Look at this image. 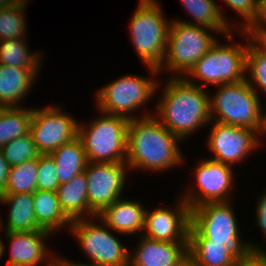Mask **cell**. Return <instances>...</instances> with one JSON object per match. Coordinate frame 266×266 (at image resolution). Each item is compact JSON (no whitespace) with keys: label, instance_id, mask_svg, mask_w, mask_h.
<instances>
[{"label":"cell","instance_id":"1","mask_svg":"<svg viewBox=\"0 0 266 266\" xmlns=\"http://www.w3.org/2000/svg\"><path fill=\"white\" fill-rule=\"evenodd\" d=\"M183 141L152 114L131 119L127 133L126 165L131 171L164 173L184 166ZM170 169V170H169Z\"/></svg>","mask_w":266,"mask_h":266},{"label":"cell","instance_id":"2","mask_svg":"<svg viewBox=\"0 0 266 266\" xmlns=\"http://www.w3.org/2000/svg\"><path fill=\"white\" fill-rule=\"evenodd\" d=\"M166 78L163 83L160 79L157 84L156 91L160 90L162 93L152 114L172 134L186 142L189 137L211 122L210 91L190 84L182 77Z\"/></svg>","mask_w":266,"mask_h":266},{"label":"cell","instance_id":"3","mask_svg":"<svg viewBox=\"0 0 266 266\" xmlns=\"http://www.w3.org/2000/svg\"><path fill=\"white\" fill-rule=\"evenodd\" d=\"M233 206L232 201L207 202L192 208L188 239H210L222 243L240 263L253 251L266 249L243 238Z\"/></svg>","mask_w":266,"mask_h":266},{"label":"cell","instance_id":"4","mask_svg":"<svg viewBox=\"0 0 266 266\" xmlns=\"http://www.w3.org/2000/svg\"><path fill=\"white\" fill-rule=\"evenodd\" d=\"M233 33L234 31L223 36L224 39H227V44H221L222 42L218 39L182 78L186 82L202 88L208 87L209 84L216 87L245 79L246 53L250 39L243 31H237L235 34H242V38H244L242 39L244 42L238 43L234 40L235 34Z\"/></svg>","mask_w":266,"mask_h":266},{"label":"cell","instance_id":"5","mask_svg":"<svg viewBox=\"0 0 266 266\" xmlns=\"http://www.w3.org/2000/svg\"><path fill=\"white\" fill-rule=\"evenodd\" d=\"M216 87L215 93H209L211 121L247 127L264 137L266 111L262 109L260 95L253 90L248 81L243 79Z\"/></svg>","mask_w":266,"mask_h":266},{"label":"cell","instance_id":"6","mask_svg":"<svg viewBox=\"0 0 266 266\" xmlns=\"http://www.w3.org/2000/svg\"><path fill=\"white\" fill-rule=\"evenodd\" d=\"M147 69L150 77L127 73L99 88L94 94L96 108L104 113L129 120L152 115V111H147L146 107L158 94L156 89L159 82L158 76L161 74L154 68L147 67ZM143 108L146 111H142ZM140 109L144 113H139ZM136 111L140 115H136Z\"/></svg>","mask_w":266,"mask_h":266},{"label":"cell","instance_id":"7","mask_svg":"<svg viewBox=\"0 0 266 266\" xmlns=\"http://www.w3.org/2000/svg\"><path fill=\"white\" fill-rule=\"evenodd\" d=\"M164 12L158 0H139L128 25L138 59L156 70L164 62L171 23Z\"/></svg>","mask_w":266,"mask_h":266},{"label":"cell","instance_id":"8","mask_svg":"<svg viewBox=\"0 0 266 266\" xmlns=\"http://www.w3.org/2000/svg\"><path fill=\"white\" fill-rule=\"evenodd\" d=\"M100 112V113H99ZM88 124L79 123L86 158L93 163H125L129 119L98 111Z\"/></svg>","mask_w":266,"mask_h":266},{"label":"cell","instance_id":"9","mask_svg":"<svg viewBox=\"0 0 266 266\" xmlns=\"http://www.w3.org/2000/svg\"><path fill=\"white\" fill-rule=\"evenodd\" d=\"M217 35L221 37L217 30L172 20L168 31L167 50L159 73L171 72L169 77H183L216 43Z\"/></svg>","mask_w":266,"mask_h":266},{"label":"cell","instance_id":"10","mask_svg":"<svg viewBox=\"0 0 266 266\" xmlns=\"http://www.w3.org/2000/svg\"><path fill=\"white\" fill-rule=\"evenodd\" d=\"M68 232L88 257V263L79 264L129 266L130 249L97 215L72 221Z\"/></svg>","mask_w":266,"mask_h":266},{"label":"cell","instance_id":"11","mask_svg":"<svg viewBox=\"0 0 266 266\" xmlns=\"http://www.w3.org/2000/svg\"><path fill=\"white\" fill-rule=\"evenodd\" d=\"M210 125L205 145L211 154L207 158L211 160L235 167L239 163L243 164L254 151L257 152L265 145L262 142L264 138L253 129L216 121H211L208 127Z\"/></svg>","mask_w":266,"mask_h":266},{"label":"cell","instance_id":"12","mask_svg":"<svg viewBox=\"0 0 266 266\" xmlns=\"http://www.w3.org/2000/svg\"><path fill=\"white\" fill-rule=\"evenodd\" d=\"M234 167L203 158L194 166V186L184 190L181 197L190 210L207 202H228L232 200L235 182ZM232 191V193H231Z\"/></svg>","mask_w":266,"mask_h":266},{"label":"cell","instance_id":"13","mask_svg":"<svg viewBox=\"0 0 266 266\" xmlns=\"http://www.w3.org/2000/svg\"><path fill=\"white\" fill-rule=\"evenodd\" d=\"M79 121L53 104L33 107L30 134L40 154H51L61 145L78 137Z\"/></svg>","mask_w":266,"mask_h":266},{"label":"cell","instance_id":"14","mask_svg":"<svg viewBox=\"0 0 266 266\" xmlns=\"http://www.w3.org/2000/svg\"><path fill=\"white\" fill-rule=\"evenodd\" d=\"M129 171L126 163L87 162L85 173L88 183V204L95 215L123 197Z\"/></svg>","mask_w":266,"mask_h":266},{"label":"cell","instance_id":"15","mask_svg":"<svg viewBox=\"0 0 266 266\" xmlns=\"http://www.w3.org/2000/svg\"><path fill=\"white\" fill-rule=\"evenodd\" d=\"M177 198L173 207L159 205L152 211L146 209L141 235L156 241L188 243L191 210L181 196Z\"/></svg>","mask_w":266,"mask_h":266},{"label":"cell","instance_id":"16","mask_svg":"<svg viewBox=\"0 0 266 266\" xmlns=\"http://www.w3.org/2000/svg\"><path fill=\"white\" fill-rule=\"evenodd\" d=\"M4 240L10 244L7 266H59L61 255L53 253L47 238L53 236L46 230L33 232H3ZM50 251V252H49Z\"/></svg>","mask_w":266,"mask_h":266},{"label":"cell","instance_id":"17","mask_svg":"<svg viewBox=\"0 0 266 266\" xmlns=\"http://www.w3.org/2000/svg\"><path fill=\"white\" fill-rule=\"evenodd\" d=\"M139 238L129 253V266H181L188 260V243L156 241Z\"/></svg>","mask_w":266,"mask_h":266},{"label":"cell","instance_id":"18","mask_svg":"<svg viewBox=\"0 0 266 266\" xmlns=\"http://www.w3.org/2000/svg\"><path fill=\"white\" fill-rule=\"evenodd\" d=\"M139 201L123 196L105 207L97 216L120 235L140 236L144 228L147 207L145 208Z\"/></svg>","mask_w":266,"mask_h":266},{"label":"cell","instance_id":"19","mask_svg":"<svg viewBox=\"0 0 266 266\" xmlns=\"http://www.w3.org/2000/svg\"><path fill=\"white\" fill-rule=\"evenodd\" d=\"M41 69L20 68L0 64V106L22 107Z\"/></svg>","mask_w":266,"mask_h":266},{"label":"cell","instance_id":"20","mask_svg":"<svg viewBox=\"0 0 266 266\" xmlns=\"http://www.w3.org/2000/svg\"><path fill=\"white\" fill-rule=\"evenodd\" d=\"M192 20L173 19L181 23L201 25L217 30L222 36L235 31L234 23L226 16L217 0H179Z\"/></svg>","mask_w":266,"mask_h":266},{"label":"cell","instance_id":"21","mask_svg":"<svg viewBox=\"0 0 266 266\" xmlns=\"http://www.w3.org/2000/svg\"><path fill=\"white\" fill-rule=\"evenodd\" d=\"M0 204L7 205L6 224L1 220L3 232H33L41 230L37 226L34 214L33 193L4 194L0 197Z\"/></svg>","mask_w":266,"mask_h":266},{"label":"cell","instance_id":"22","mask_svg":"<svg viewBox=\"0 0 266 266\" xmlns=\"http://www.w3.org/2000/svg\"><path fill=\"white\" fill-rule=\"evenodd\" d=\"M87 187L84 171L71 181L60 184L57 188L56 193L60 207L71 221L95 216L89 209Z\"/></svg>","mask_w":266,"mask_h":266},{"label":"cell","instance_id":"23","mask_svg":"<svg viewBox=\"0 0 266 266\" xmlns=\"http://www.w3.org/2000/svg\"><path fill=\"white\" fill-rule=\"evenodd\" d=\"M34 214L37 226L52 235L65 228L69 231L71 220L62 211L58 196L53 191L36 190L33 193Z\"/></svg>","mask_w":266,"mask_h":266},{"label":"cell","instance_id":"24","mask_svg":"<svg viewBox=\"0 0 266 266\" xmlns=\"http://www.w3.org/2000/svg\"><path fill=\"white\" fill-rule=\"evenodd\" d=\"M50 155L57 167L59 184L67 183L75 176L83 173L88 162L79 137L61 145Z\"/></svg>","mask_w":266,"mask_h":266},{"label":"cell","instance_id":"25","mask_svg":"<svg viewBox=\"0 0 266 266\" xmlns=\"http://www.w3.org/2000/svg\"><path fill=\"white\" fill-rule=\"evenodd\" d=\"M188 259L195 266H239L226 245L210 239H188Z\"/></svg>","mask_w":266,"mask_h":266},{"label":"cell","instance_id":"26","mask_svg":"<svg viewBox=\"0 0 266 266\" xmlns=\"http://www.w3.org/2000/svg\"><path fill=\"white\" fill-rule=\"evenodd\" d=\"M28 38L7 39L0 41V64L20 68L41 69L43 52L30 51Z\"/></svg>","mask_w":266,"mask_h":266},{"label":"cell","instance_id":"27","mask_svg":"<svg viewBox=\"0 0 266 266\" xmlns=\"http://www.w3.org/2000/svg\"><path fill=\"white\" fill-rule=\"evenodd\" d=\"M33 108L9 107L0 113V148L17 137L26 135L30 131V121Z\"/></svg>","mask_w":266,"mask_h":266},{"label":"cell","instance_id":"28","mask_svg":"<svg viewBox=\"0 0 266 266\" xmlns=\"http://www.w3.org/2000/svg\"><path fill=\"white\" fill-rule=\"evenodd\" d=\"M29 0H20L10 7L1 8L0 11V41L7 39L27 38L28 24L26 8Z\"/></svg>","mask_w":266,"mask_h":266},{"label":"cell","instance_id":"29","mask_svg":"<svg viewBox=\"0 0 266 266\" xmlns=\"http://www.w3.org/2000/svg\"><path fill=\"white\" fill-rule=\"evenodd\" d=\"M38 158L9 167L5 194L34 193L37 190Z\"/></svg>","mask_w":266,"mask_h":266},{"label":"cell","instance_id":"30","mask_svg":"<svg viewBox=\"0 0 266 266\" xmlns=\"http://www.w3.org/2000/svg\"><path fill=\"white\" fill-rule=\"evenodd\" d=\"M245 79L258 95L266 93V54L251 40L247 45Z\"/></svg>","mask_w":266,"mask_h":266},{"label":"cell","instance_id":"31","mask_svg":"<svg viewBox=\"0 0 266 266\" xmlns=\"http://www.w3.org/2000/svg\"><path fill=\"white\" fill-rule=\"evenodd\" d=\"M0 150L10 167L21 164L24 161L36 159L40 155L30 132L13 139Z\"/></svg>","mask_w":266,"mask_h":266},{"label":"cell","instance_id":"32","mask_svg":"<svg viewBox=\"0 0 266 266\" xmlns=\"http://www.w3.org/2000/svg\"><path fill=\"white\" fill-rule=\"evenodd\" d=\"M57 167L50 154L38 157L37 190L56 192L59 187Z\"/></svg>","mask_w":266,"mask_h":266},{"label":"cell","instance_id":"33","mask_svg":"<svg viewBox=\"0 0 266 266\" xmlns=\"http://www.w3.org/2000/svg\"><path fill=\"white\" fill-rule=\"evenodd\" d=\"M222 2L225 3L231 11H235V13L240 16V20H235L234 23L235 32L243 31L256 15L258 0H222Z\"/></svg>","mask_w":266,"mask_h":266},{"label":"cell","instance_id":"34","mask_svg":"<svg viewBox=\"0 0 266 266\" xmlns=\"http://www.w3.org/2000/svg\"><path fill=\"white\" fill-rule=\"evenodd\" d=\"M243 32L249 39L255 34L266 33V0H258L256 15Z\"/></svg>","mask_w":266,"mask_h":266},{"label":"cell","instance_id":"35","mask_svg":"<svg viewBox=\"0 0 266 266\" xmlns=\"http://www.w3.org/2000/svg\"><path fill=\"white\" fill-rule=\"evenodd\" d=\"M264 193L259 194L260 196L257 197L256 205H255V217H256V225L260 229V232L263 234L266 242V189L263 191Z\"/></svg>","mask_w":266,"mask_h":266},{"label":"cell","instance_id":"36","mask_svg":"<svg viewBox=\"0 0 266 266\" xmlns=\"http://www.w3.org/2000/svg\"><path fill=\"white\" fill-rule=\"evenodd\" d=\"M239 266H266V251H253Z\"/></svg>","mask_w":266,"mask_h":266},{"label":"cell","instance_id":"37","mask_svg":"<svg viewBox=\"0 0 266 266\" xmlns=\"http://www.w3.org/2000/svg\"><path fill=\"white\" fill-rule=\"evenodd\" d=\"M9 165L0 150V197L5 194V187L9 172Z\"/></svg>","mask_w":266,"mask_h":266},{"label":"cell","instance_id":"38","mask_svg":"<svg viewBox=\"0 0 266 266\" xmlns=\"http://www.w3.org/2000/svg\"><path fill=\"white\" fill-rule=\"evenodd\" d=\"M250 40L266 54V33L255 34Z\"/></svg>","mask_w":266,"mask_h":266},{"label":"cell","instance_id":"39","mask_svg":"<svg viewBox=\"0 0 266 266\" xmlns=\"http://www.w3.org/2000/svg\"><path fill=\"white\" fill-rule=\"evenodd\" d=\"M61 264L63 265V266H92V265H88V264H85V265H83V264H79V262H75V261H70V259L69 258H65L64 256L63 257H61Z\"/></svg>","mask_w":266,"mask_h":266},{"label":"cell","instance_id":"40","mask_svg":"<svg viewBox=\"0 0 266 266\" xmlns=\"http://www.w3.org/2000/svg\"><path fill=\"white\" fill-rule=\"evenodd\" d=\"M20 0H0V8L10 7L12 5H15Z\"/></svg>","mask_w":266,"mask_h":266},{"label":"cell","instance_id":"41","mask_svg":"<svg viewBox=\"0 0 266 266\" xmlns=\"http://www.w3.org/2000/svg\"><path fill=\"white\" fill-rule=\"evenodd\" d=\"M6 246L4 245L3 241L0 238V260L3 258V256L5 255V251L7 248H5Z\"/></svg>","mask_w":266,"mask_h":266},{"label":"cell","instance_id":"42","mask_svg":"<svg viewBox=\"0 0 266 266\" xmlns=\"http://www.w3.org/2000/svg\"><path fill=\"white\" fill-rule=\"evenodd\" d=\"M181 266H195V265L188 259Z\"/></svg>","mask_w":266,"mask_h":266},{"label":"cell","instance_id":"43","mask_svg":"<svg viewBox=\"0 0 266 266\" xmlns=\"http://www.w3.org/2000/svg\"><path fill=\"white\" fill-rule=\"evenodd\" d=\"M2 219H3V217H1V215H0V233L3 232V231H2V226H1V220H2Z\"/></svg>","mask_w":266,"mask_h":266}]
</instances>
